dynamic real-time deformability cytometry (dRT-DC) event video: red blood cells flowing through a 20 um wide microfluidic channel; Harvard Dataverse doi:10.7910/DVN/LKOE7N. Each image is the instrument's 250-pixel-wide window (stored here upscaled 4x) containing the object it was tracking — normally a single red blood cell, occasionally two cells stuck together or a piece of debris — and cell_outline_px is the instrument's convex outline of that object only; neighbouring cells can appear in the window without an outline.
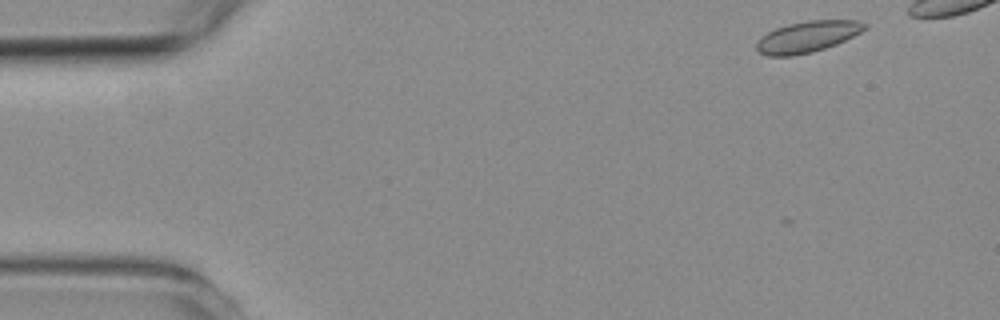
{"species": "common noctule bat (a hibernating species)", "species_latin": "Nyctalus noctula", "temperature_condition": "room temperature", "stored_images_in_passage": 3, "camera_frame_rate_fps": 3000, "um_per_image_px": 0.085, "animal": {"sex": "female", "body_mass_g": 19.3, "forearm_length_mm": 54.1}, "frame": {"image": 1, "passage_image": 1, "time_ms": 0.0, "image_size_px": [1000, 320], "cell_outline_px": [[868, 24], [860, 32], [836, 44], [812, 52], [792, 56], [768, 56], [760, 52], [756, 48], [756, 44], [760, 36], [776, 28], [788, 24], [808, 20], [860, 20]], "centroid_in_image_um": [68.61, 3.12], "position_along_channel_um": 16.4, "area_um2": 19.54}}